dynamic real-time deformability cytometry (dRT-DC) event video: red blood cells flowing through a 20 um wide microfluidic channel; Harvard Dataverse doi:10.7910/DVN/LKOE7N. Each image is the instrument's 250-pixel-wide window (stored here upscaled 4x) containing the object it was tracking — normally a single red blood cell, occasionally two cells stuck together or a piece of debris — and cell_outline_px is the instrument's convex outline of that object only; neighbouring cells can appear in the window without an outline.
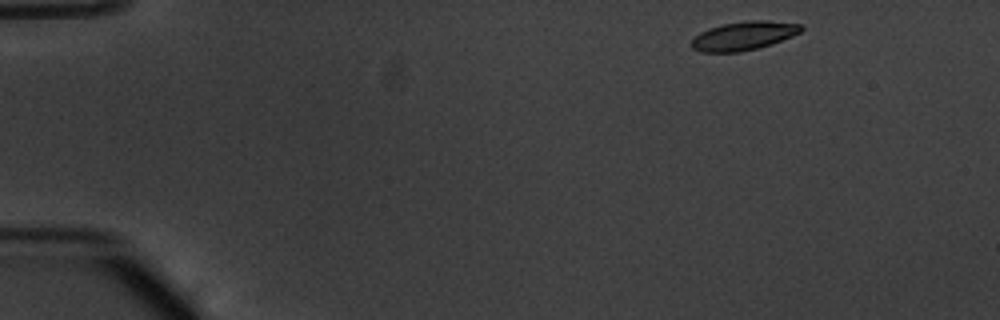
{"species": "common noctule bat (a hibernating species)", "species_latin": "Nyctalus noctula", "temperature_condition": "warm", "stored_images_in_passage": 48, "camera_frame_rate_fps": 3000, "um_per_image_px": 0.085, "animal": {"sex": "male", "body_mass_g": 20.1, "forearm_length_mm": 53.5}, "frame": {"image": 1, "passage_image": 1, "time_ms": 0.0, "image_size_px": [1000, 320], "cell_outline_px": [[804, 28], [800, 32], [792, 36], [772, 44], [740, 52], [700, 52], [692, 48], [692, 40], [700, 32], [708, 28], [724, 24], [748, 20], [768, 20], [800, 24]], "centroid_in_image_um": [63.22, 3.04], "position_along_channel_um": 21.8, "area_um2": 18.26}}
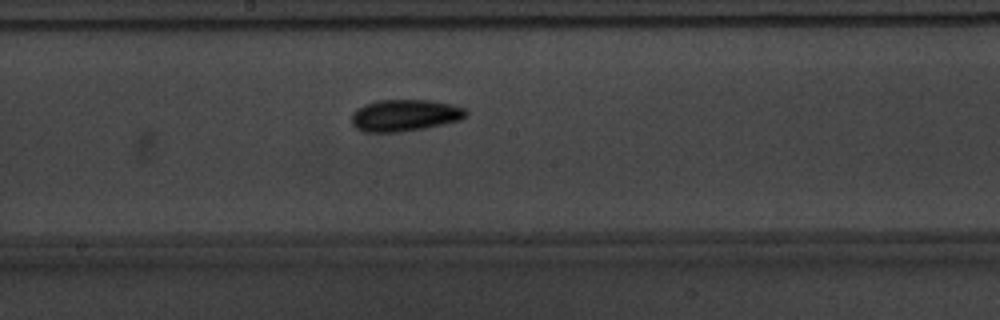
{"frame": {"image": 2, "passage_image": 24, "time_ms": 7.667, "image_size_px": [1000, 320], "cell_outline_px": [[468, 112], [460, 120], [400, 132], [364, 132], [356, 128], [352, 124], [352, 112], [356, 108], [364, 104], [380, 100], [428, 100], [452, 104], [464, 108]], "centroid_in_image_um": [34.35, 9.79], "position_along_channel_um": 213.8, "area_um2": 20.98}}
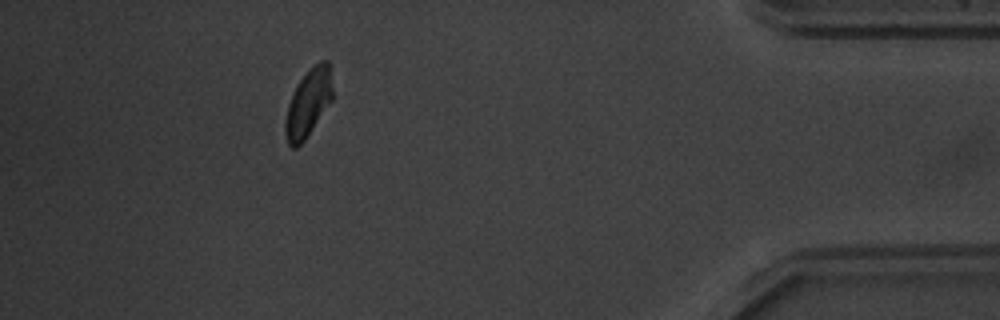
{"frame": {"image": 3, "passage_image": 43, "time_ms": 14.0, "image_size_px": [1000, 320], "cell_outline_px": [[332, 100], [304, 140], [296, 148], [292, 148], [288, 144], [284, 132], [284, 124], [288, 104], [300, 80], [320, 60], [328, 60], [332, 88]], "centroid_in_image_um": [26.19, 8.79], "position_along_channel_um": 409.0, "area_um2": 18.09}, "authors_computed_cell_mechanics": {"area_um2": 19.1318, "velocity_mm_per_s": 3.8037, "shape_relaxation_time_tau1_ms": 2.1564, "shape_relaxation_time_tau2_ms": null, "deformation_change_tau1": 0.1035, "deformation_change_tau2": null}}